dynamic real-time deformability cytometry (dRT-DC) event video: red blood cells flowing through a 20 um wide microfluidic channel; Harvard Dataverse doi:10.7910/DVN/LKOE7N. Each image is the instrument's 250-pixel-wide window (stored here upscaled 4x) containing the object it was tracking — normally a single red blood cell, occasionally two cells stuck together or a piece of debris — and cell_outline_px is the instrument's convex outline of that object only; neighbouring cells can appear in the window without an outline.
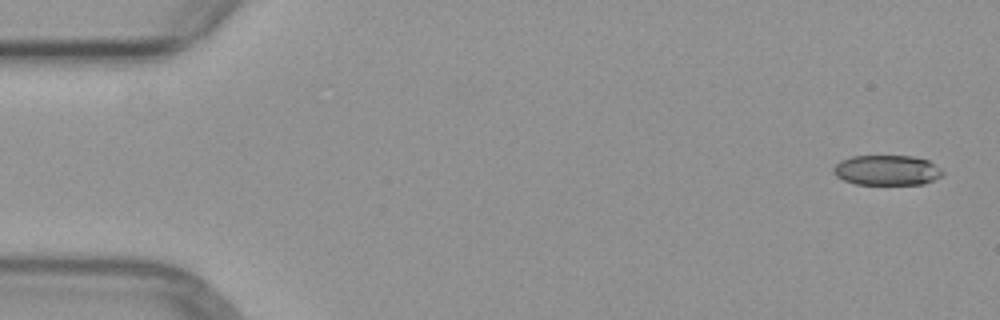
{"species": "common noctule bat (a hibernating species)", "species_latin": "Nyctalus noctula", "temperature_condition": "warm", "stored_images_in_passage": 4, "camera_frame_rate_fps": 3000, "um_per_image_px": 0.085, "animal": {"sex": "female", "body_mass_g": 29.2, "forearm_length_mm": 56.3}, "frame": {"image": 1, "passage_image": 1, "time_ms": 0.0, "image_size_px": [1000, 320], "cell_outline_px": [[944, 176], [924, 184], [856, 184], [844, 180], [836, 176], [832, 172], [832, 168], [840, 160], [852, 156], [912, 156], [928, 160], [940, 168], [944, 172]], "centroid_in_image_um": [75.39, 14.47], "position_along_channel_um": 9.6, "area_um2": 19.31}}